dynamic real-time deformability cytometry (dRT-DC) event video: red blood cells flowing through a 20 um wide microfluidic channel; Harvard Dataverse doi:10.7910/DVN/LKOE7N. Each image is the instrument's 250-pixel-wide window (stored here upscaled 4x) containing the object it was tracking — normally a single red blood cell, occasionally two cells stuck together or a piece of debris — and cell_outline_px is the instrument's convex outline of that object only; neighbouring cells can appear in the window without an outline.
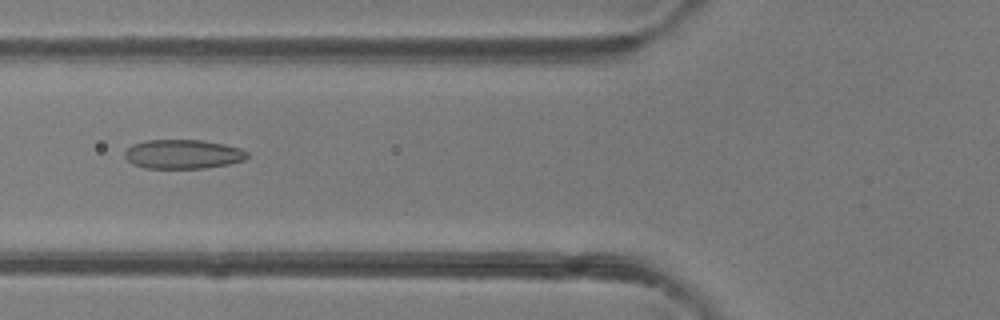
{"species": "common noctule bat (a hibernating species)", "species_latin": "Nyctalus noctula", "temperature_condition": "room temperature", "stored_images_in_passage": 6, "camera_frame_rate_fps": 3000, "um_per_image_px": 0.085, "animal": {"sex": "female"}, "frame": {"image": 1, "passage_image": 5, "time_ms": 1.333, "image_size_px": [1000, 320], "cell_outline_px": [[248, 156], [244, 160], [228, 164], [204, 168], [144, 168], [132, 164], [124, 156], [124, 152], [132, 144], [148, 140], [200, 140], [224, 144], [240, 148], [248, 152]], "centroid_in_image_um": [15.54, 13.1], "position_along_channel_um": 110.3, "area_um2": 20.81}}
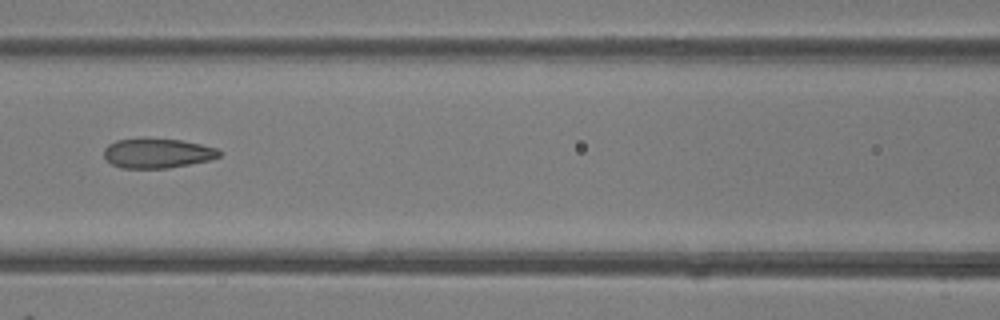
{"frame": {"image": 2, "passage_image": 6, "time_ms": 1.667, "image_size_px": [1000, 320], "cell_outline_px": [[220, 156], [208, 160], [168, 168], [120, 168], [112, 164], [104, 156], [104, 148], [108, 144], [116, 140], [180, 140], [200, 144], [216, 148], [220, 152]], "centroid_in_image_um": [13.35, 13.05], "position_along_channel_um": 153.2, "area_um2": 19.31}}